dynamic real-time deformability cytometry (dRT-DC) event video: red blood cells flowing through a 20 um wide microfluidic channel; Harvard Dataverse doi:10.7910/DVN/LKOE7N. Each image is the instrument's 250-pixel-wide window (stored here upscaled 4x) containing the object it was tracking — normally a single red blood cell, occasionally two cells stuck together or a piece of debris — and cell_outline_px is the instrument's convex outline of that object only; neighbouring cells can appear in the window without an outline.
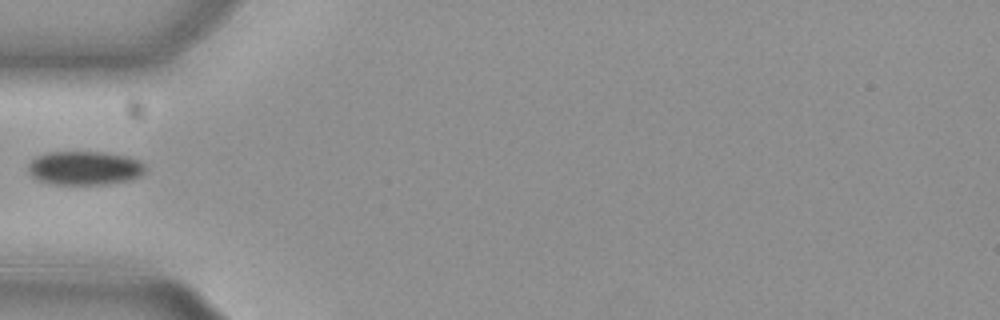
{"species": "common noctule bat (a hibernating species)", "species_latin": "Nyctalus noctula", "temperature_condition": "cold", "stored_images_in_passage": 37, "camera_frame_rate_fps": 3000, "um_per_image_px": 0.085, "animal": {"sex": "female", "body_mass_g": 29.2, "forearm_length_mm": 56.3}, "frame": {"image": 1, "passage_image": 1, "time_ms": 0.0, "image_size_px": [1000, 320], "cell_outline_px": [[144, 172], [140, 176], [128, 180], [108, 184], [52, 184], [36, 180], [28, 172], [28, 164], [36, 156], [48, 152], [100, 152], [128, 156], [140, 160], [144, 164]], "centroid_in_image_um": [7.17, 14.28], "position_along_channel_um": 77.8, "area_um2": 23.18}}
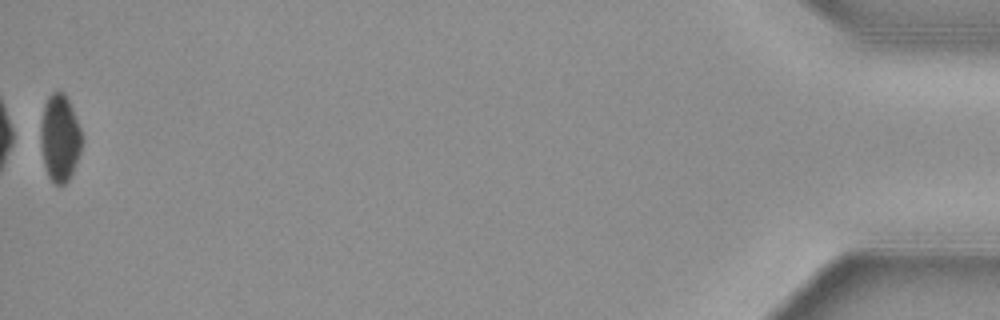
{"frame": {"image": 2, "passage_image": 37, "time_ms": 12.0, "image_size_px": [1000, 320], "cell_outline_px": [[80, 152], [72, 172], [68, 180], [64, 184], [56, 184], [48, 176], [44, 164], [40, 144], [40, 124], [44, 104], [48, 96], [56, 88], [64, 92], [72, 108], [80, 128]], "centroid_in_image_um": [5.04, 11.67], "position_along_channel_um": 430.2, "area_um2": 20.81}}